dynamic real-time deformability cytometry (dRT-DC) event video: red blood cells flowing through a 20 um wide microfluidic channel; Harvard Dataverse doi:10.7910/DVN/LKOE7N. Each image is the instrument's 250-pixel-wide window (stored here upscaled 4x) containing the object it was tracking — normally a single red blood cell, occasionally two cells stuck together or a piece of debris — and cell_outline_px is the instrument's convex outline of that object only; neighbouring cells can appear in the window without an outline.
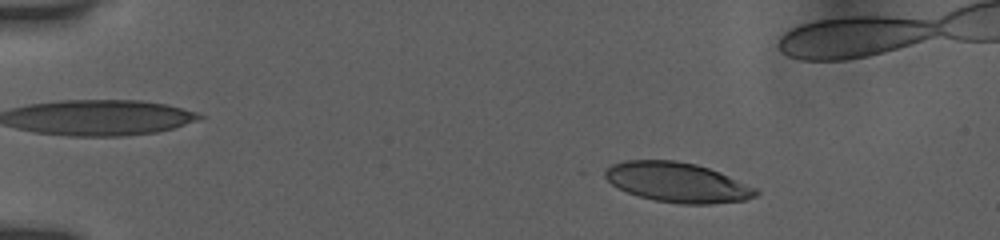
{"species": "human", "species_latin": "Homo sapiens", "temperature_condition": "room temperature", "stored_images_in_passage": 44, "camera_frame_rate_fps": 3000, "um_per_image_px": 0.085, "donor": {"sex": "female"}, "frame": {"image": 1, "passage_image": 4, "time_ms": 1.0, "image_size_px": [1000, 240], "cell_outline_px": [[760, 192], [756, 196], [744, 200], [708, 204], [680, 204], [656, 200], [640, 196], [628, 192], [612, 184], [596, 172], [612, 164], [624, 160], [676, 160], [696, 164], [720, 172], [756, 188]], "centroid_in_image_um": [57.5, 15.48], "position_along_channel_um": 27.5, "area_um2": 35.2}}
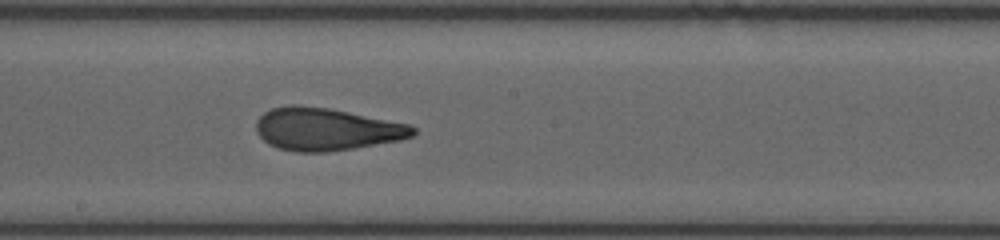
{"frame": {"image": 2, "passage_image": 26, "time_ms": 8.333, "image_size_px": [1000, 240], "cell_outline_px": [[416, 132], [412, 136], [400, 140], [352, 148], [324, 152], [296, 152], [276, 148], [268, 144], [256, 132], [256, 120], [264, 112], [272, 108], [292, 104], [296, 104], [328, 108], [408, 124], [416, 128]], "centroid_in_image_um": [27.68, 10.98], "position_along_channel_um": 220.5, "area_um2": 38.73}}
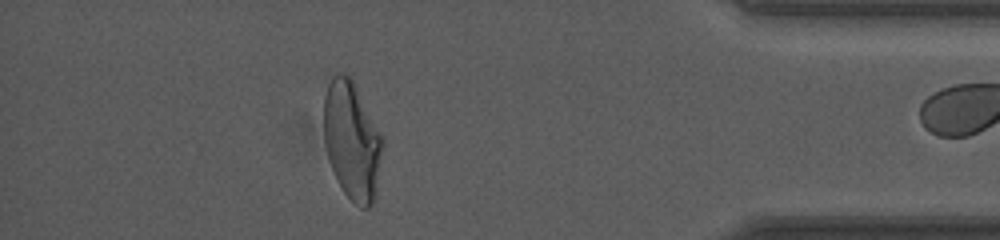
{"frame": {"image": 3, "passage_image": 43, "time_ms": 14.0, "image_size_px": [1000, 240], "cell_outline_px": [[384, 144], [372, 204], [368, 208], [360, 208], [344, 192], [332, 168], [328, 156], [324, 140], [324, 96], [328, 84], [332, 76], [340, 72], [348, 76], [352, 80], [384, 140]], "centroid_in_image_um": [29.9, 11.93], "position_along_channel_um": 405.3, "area_um2": 39.59}}